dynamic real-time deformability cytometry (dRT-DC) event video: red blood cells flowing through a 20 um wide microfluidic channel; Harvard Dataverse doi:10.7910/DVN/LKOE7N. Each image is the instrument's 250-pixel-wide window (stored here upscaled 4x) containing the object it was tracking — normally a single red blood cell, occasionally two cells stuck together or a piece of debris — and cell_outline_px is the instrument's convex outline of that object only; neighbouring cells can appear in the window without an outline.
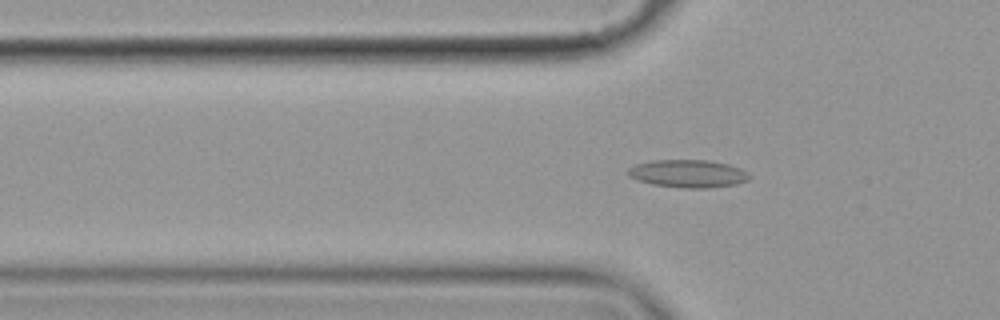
{"species": "common noctule bat (a hibernating species)", "species_latin": "Nyctalus noctula", "temperature_condition": "cold", "stored_images_in_passage": 51, "camera_frame_rate_fps": 3000, "um_per_image_px": 0.085, "animal": {"sex": "female", "body_mass_g": 19.9}, "frame": {"image": 1, "passage_image": 13, "time_ms": 4.0, "image_size_px": [1000, 320], "cell_outline_px": [[752, 176], [748, 180], [736, 184], [708, 188], [680, 188], [652, 184], [636, 180], [628, 176], [628, 168], [636, 164], [652, 160], [708, 160], [728, 164], [740, 168], [748, 172]], "centroid_in_image_um": [58.49, 14.76], "position_along_channel_um": 67.3, "area_um2": 19.83}}
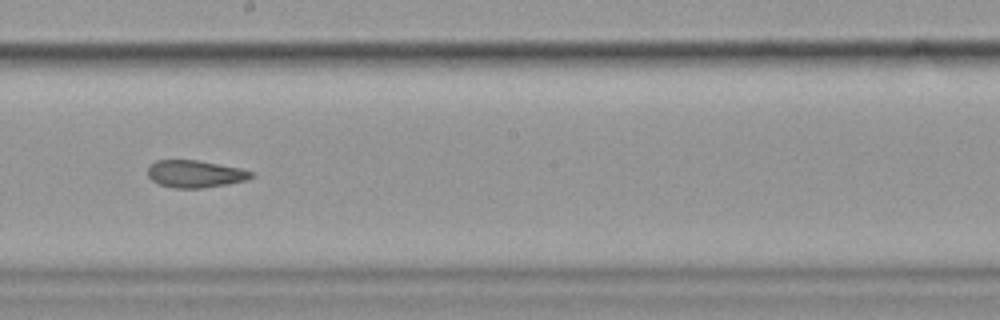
{"frame": {"image": 2, "passage_image": 27, "time_ms": 8.667, "image_size_px": [1000, 320], "cell_outline_px": [[256, 176], [244, 180], [228, 184], [200, 188], [176, 188], [160, 184], [152, 180], [148, 176], [148, 164], [156, 160], [196, 160], [240, 168], [256, 172]], "centroid_in_image_um": [16.6, 14.77], "position_along_channel_um": 231.6, "area_um2": 16.47}}
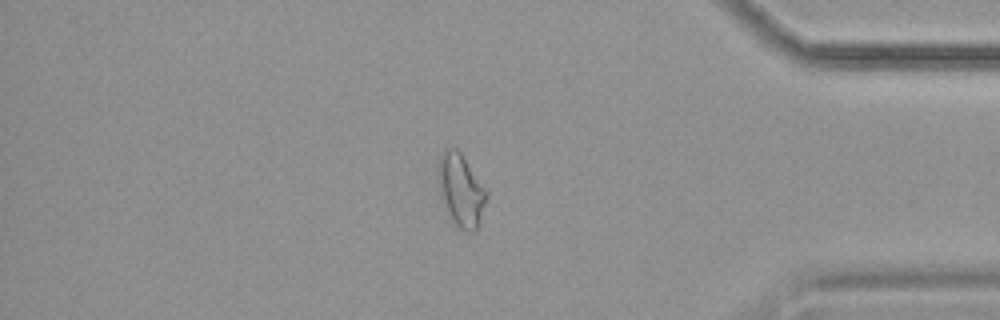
{"frame": {"image": 3, "passage_image": 43, "time_ms": 14.0, "image_size_px": [1000, 320], "cell_outline_px": [[488, 196], [476, 228], [472, 232], [468, 232], [452, 224], [440, 196], [436, 164], [444, 148], [456, 148], [460, 152], [488, 188]], "centroid_in_image_um": [39.16, 16.13], "position_along_channel_um": 396.0, "area_um2": 20.92}, "authors_computed_cell_mechanics": {"area_um2": 17.9758, "velocity_mm_per_s": 3.5408, "shape_relaxation_time_tau1_ms": null, "shape_relaxation_time_tau2_ms": 5.3384, "deformation_change_tau1": null, "deformation_change_tau2": 0.124}}